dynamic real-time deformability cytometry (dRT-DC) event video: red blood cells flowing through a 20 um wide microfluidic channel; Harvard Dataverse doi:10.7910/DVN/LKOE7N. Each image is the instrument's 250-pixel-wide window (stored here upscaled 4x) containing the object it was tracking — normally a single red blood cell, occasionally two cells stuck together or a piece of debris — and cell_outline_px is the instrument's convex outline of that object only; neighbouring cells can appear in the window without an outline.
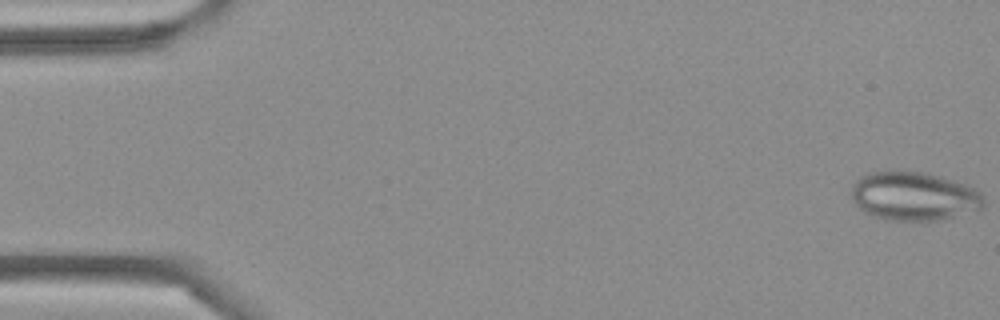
{"species": "Egyptian fruit bat (a non-hibernating species)", "species_latin": "Rousettus aegyptiacus", "temperature_condition": "cold", "stored_images_in_passage": 5, "camera_frame_rate_fps": 3000, "um_per_image_px": 0.085, "frame": {"image": 1, "passage_image": 1, "time_ms": 0.0, "image_size_px": [1000, 320], "cell_outline_px": [[984, 208], [940, 220], [888, 220], [872, 216], [864, 212], [852, 200], [852, 184], [860, 176], [868, 172], [900, 168], [924, 172], [940, 176], [968, 184], [980, 192], [984, 196]], "centroid_in_image_um": [77.67, 16.63], "position_along_channel_um": 7.3, "area_um2": 38.44}}